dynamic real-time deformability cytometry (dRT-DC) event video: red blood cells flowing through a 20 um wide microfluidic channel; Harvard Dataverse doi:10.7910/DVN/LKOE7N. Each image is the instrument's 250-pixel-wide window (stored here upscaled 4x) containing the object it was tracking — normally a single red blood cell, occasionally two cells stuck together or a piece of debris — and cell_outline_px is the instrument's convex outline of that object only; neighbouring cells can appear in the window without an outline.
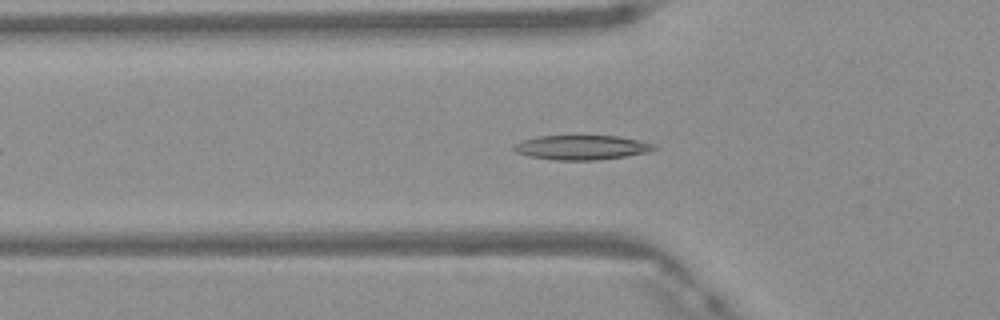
{"species": "Egyptian fruit bat (a non-hibernating species)", "species_latin": "Rousettus aegyptiacus", "temperature_condition": "warm", "stored_images_in_passage": 42, "camera_frame_rate_fps": 3000, "um_per_image_px": 0.085, "frame": {"image": 1, "passage_image": 10, "time_ms": 3.0, "image_size_px": [1000, 320], "cell_outline_px": [[660, 148], [648, 152], [624, 156], [596, 160], [556, 160], [528, 156], [516, 152], [512, 148], [512, 144], [520, 140], [536, 136], [620, 136], [656, 144]], "centroid_in_image_um": [49.42, 12.52], "position_along_channel_um": 76.4, "area_um2": 20.23}}
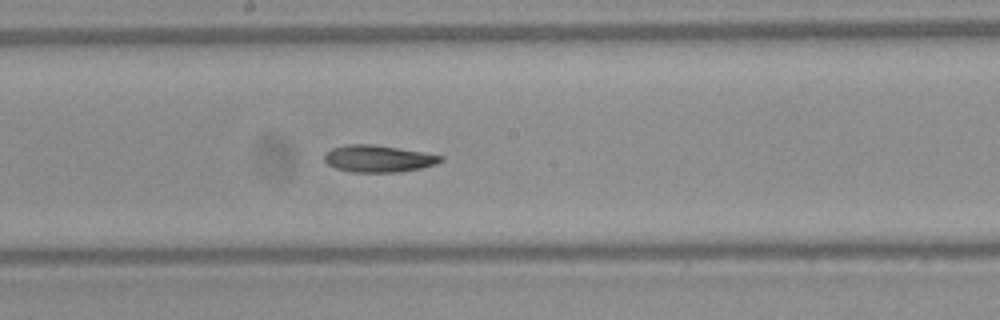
{"frame": {"image": 2, "passage_image": 20, "time_ms": 6.333, "image_size_px": [1000, 320], "cell_outline_px": [[444, 160], [436, 164], [420, 168], [396, 172], [352, 172], [336, 168], [328, 164], [324, 160], [324, 152], [332, 148], [348, 144], [372, 144], [424, 152], [444, 156]], "centroid_in_image_um": [32.15, 13.48], "position_along_channel_um": 216.1, "area_um2": 18.26}}
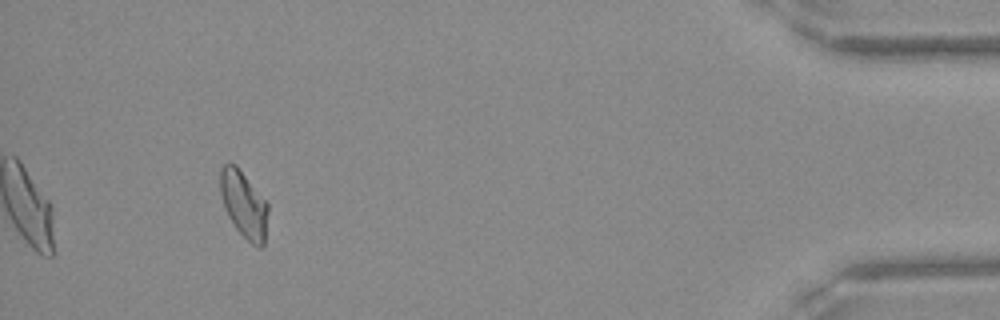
{"frame": {"image": 3, "passage_image": 39, "time_ms": 12.667, "image_size_px": [1000, 320], "cell_outline_px": [[268, 212], [264, 244], [260, 248], [252, 244], [236, 228], [228, 216], [224, 208], [220, 192], [220, 168], [224, 164], [236, 164], [268, 204]], "centroid_in_image_um": [20.72, 17.37], "position_along_channel_um": 414.5, "area_um2": 18.38}, "authors_computed_cell_mechanics": {"area_um2": 18.6694, "velocity_mm_per_s": 4.1694, "shape_relaxation_time_tau1_ms": 8.6302, "shape_relaxation_time_tau2_ms": null, "deformation_change_tau1": 0.2088, "deformation_change_tau2": null}}